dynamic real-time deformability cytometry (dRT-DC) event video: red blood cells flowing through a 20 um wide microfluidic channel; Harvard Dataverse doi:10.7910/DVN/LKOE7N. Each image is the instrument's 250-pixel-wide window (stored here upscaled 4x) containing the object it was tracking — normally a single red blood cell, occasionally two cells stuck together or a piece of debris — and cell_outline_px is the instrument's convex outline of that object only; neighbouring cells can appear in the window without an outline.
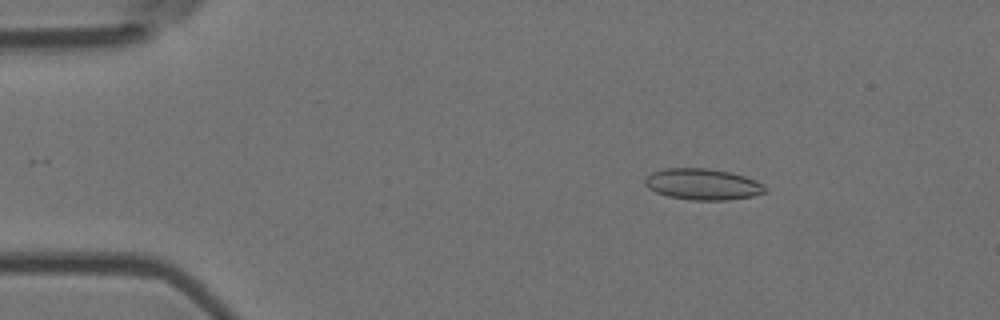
{"species": "Egyptian fruit bat (a non-hibernating species)", "species_latin": "Rousettus aegyptiacus", "temperature_condition": "room temperature", "stored_images_in_passage": 53, "camera_frame_rate_fps": 3000, "um_per_image_px": 0.085, "animal": {"sex": "female"}, "frame": {"image": 1, "passage_image": 9, "time_ms": 2.667, "image_size_px": [1000, 320], "cell_outline_px": [[764, 192], [752, 196], [728, 200], [692, 200], [668, 196], [656, 192], [648, 188], [644, 184], [644, 180], [652, 172], [664, 168], [708, 168], [732, 172], [756, 180], [764, 184]], "centroid_in_image_um": [59.71, 15.65], "position_along_channel_um": 25.3, "area_um2": 21.85}}
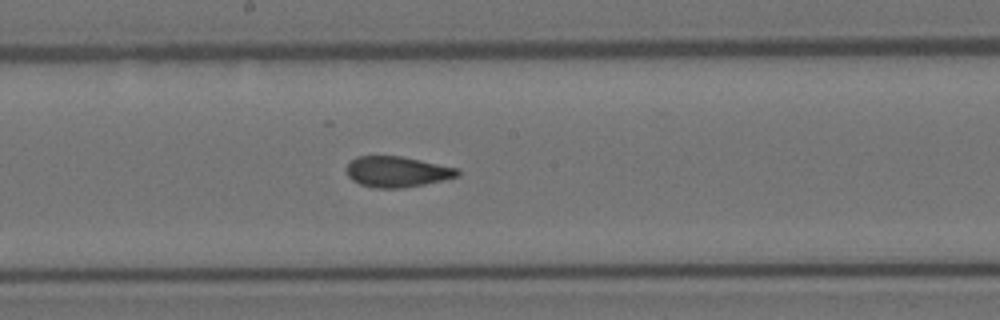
{"frame": {"image": 2, "passage_image": 30, "time_ms": 9.667, "image_size_px": [1000, 320], "cell_outline_px": [[460, 176], [424, 184], [400, 188], [376, 188], [360, 184], [352, 180], [348, 176], [344, 168], [356, 156], [400, 156], [460, 168]], "centroid_in_image_um": [33.75, 14.59], "position_along_channel_um": 214.5, "area_um2": 19.94}}
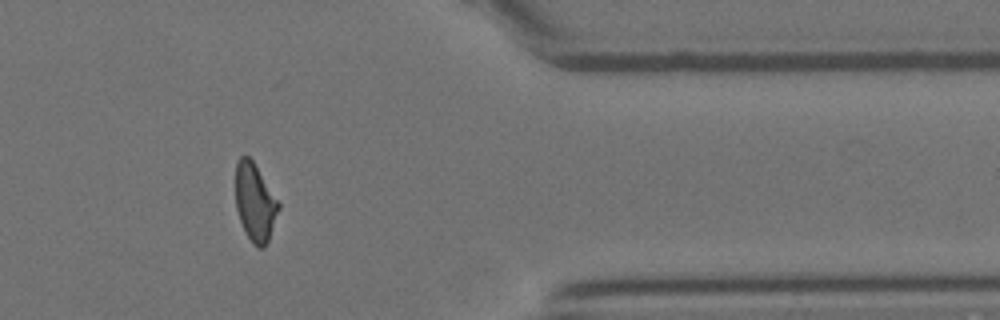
{"frame": {"image": 3, "passage_image": 46, "time_ms": 15.0, "image_size_px": [1000, 320], "cell_outline_px": [[280, 208], [268, 240], [264, 248], [256, 248], [252, 244], [240, 220], [236, 208], [236, 160], [240, 156], [248, 156], [252, 160], [280, 204]], "centroid_in_image_um": [21.67, 17.21], "position_along_channel_um": 389.7, "area_um2": 19.25}, "authors_computed_cell_mechanics": {"area_um2": 20.3456, "velocity_mm_per_s": 3.6757, "shape_relaxation_time_tau1_ms": null, "shape_relaxation_time_tau2_ms": 1.5795, "deformation_change_tau1": null, "deformation_change_tau2": 0.0752}}